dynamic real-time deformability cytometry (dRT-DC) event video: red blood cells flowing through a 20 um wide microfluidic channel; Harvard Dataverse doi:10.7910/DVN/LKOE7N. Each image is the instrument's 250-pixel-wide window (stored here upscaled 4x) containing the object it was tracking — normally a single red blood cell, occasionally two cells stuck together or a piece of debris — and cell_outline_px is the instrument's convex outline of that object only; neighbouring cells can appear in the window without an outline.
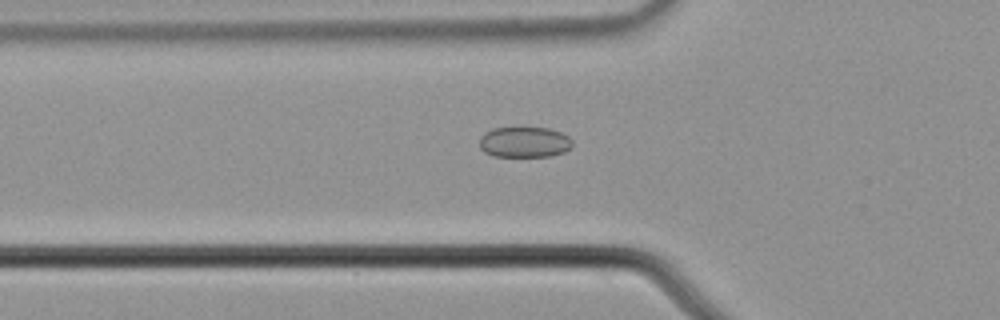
{"species": "common noctule bat (a hibernating species)", "species_latin": "Nyctalus noctula", "temperature_condition": "cold", "stored_images_in_passage": 45, "camera_frame_rate_fps": 3000, "um_per_image_px": 0.085, "animal": {"sex": "male", "body_mass_g": 21.5, "forearm_length_mm": 52.0}, "frame": {"image": 1, "passage_image": 10, "time_ms": 3.0, "image_size_px": [1000, 320], "cell_outline_px": [[572, 148], [564, 152], [548, 156], [496, 156], [484, 152], [480, 148], [480, 136], [484, 132], [492, 128], [516, 124], [548, 128], [560, 132], [568, 136], [572, 140]], "centroid_in_image_um": [44.55, 12.01], "position_along_channel_um": 81.3, "area_um2": 17.4}}
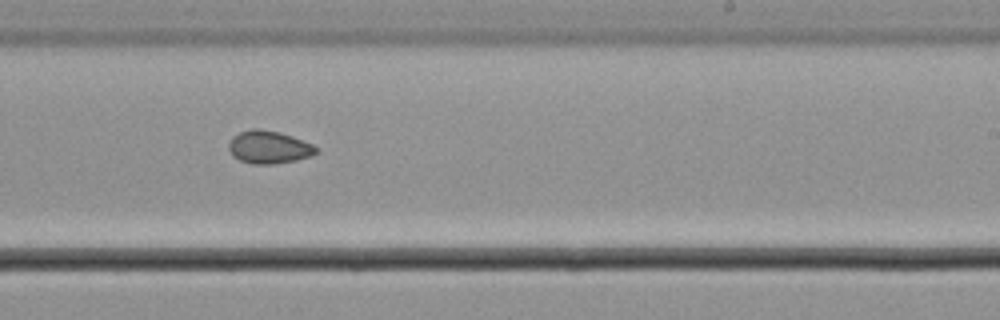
{"frame": {"image": 2, "passage_image": 25, "time_ms": 8.0, "image_size_px": [1000, 320], "cell_outline_px": [[316, 152], [312, 156], [296, 160], [272, 164], [252, 164], [240, 160], [232, 156], [228, 148], [228, 144], [232, 136], [240, 132], [252, 128], [260, 128], [280, 132], [292, 136], [312, 144], [316, 148]], "centroid_in_image_um": [22.82, 12.5], "position_along_channel_um": 266.2, "area_um2": 16.76}}
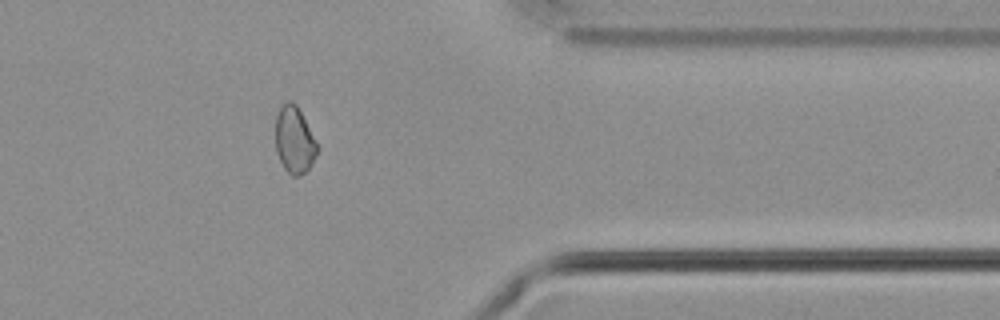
{"frame": {"image": 3, "passage_image": 36, "time_ms": 11.667, "image_size_px": [1000, 320], "cell_outline_px": [[320, 148], [308, 168], [300, 176], [292, 176], [284, 168], [276, 152], [276, 116], [280, 108], [288, 100], [296, 104], [316, 140]], "centroid_in_image_um": [25.03, 11.91], "position_along_channel_um": 386.4, "area_um2": 16.07}}